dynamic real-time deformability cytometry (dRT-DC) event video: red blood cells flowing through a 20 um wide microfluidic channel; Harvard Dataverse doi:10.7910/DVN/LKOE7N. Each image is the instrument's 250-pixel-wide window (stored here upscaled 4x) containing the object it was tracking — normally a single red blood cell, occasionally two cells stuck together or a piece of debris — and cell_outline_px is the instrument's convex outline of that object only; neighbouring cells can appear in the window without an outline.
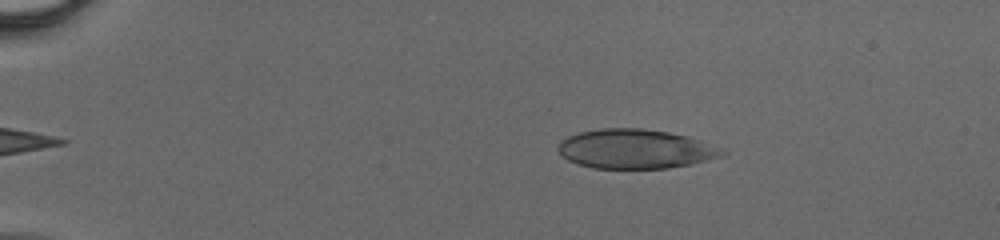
{"species": "human", "species_latin": "Homo sapiens", "temperature_condition": "cold", "stored_images_in_passage": 43, "camera_frame_rate_fps": 3000, "um_per_image_px": 0.085, "donor": {"sex": "male"}, "frame": {"image": 1, "passage_image": 6, "time_ms": 1.667, "image_size_px": [1000, 240], "cell_outline_px": [[728, 152], [724, 156], [688, 164], [668, 168], [592, 168], [568, 160], [556, 148], [560, 140], [568, 136], [580, 132], [600, 128], [644, 128], [668, 132], [688, 136]], "centroid_in_image_um": [53.97, 12.65], "position_along_channel_um": 31.0, "area_um2": 37.34}}
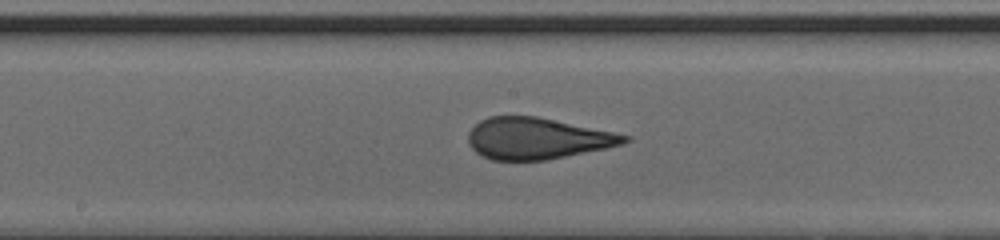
{"frame": {"image": 2, "passage_image": 23, "time_ms": 7.333, "image_size_px": [1000, 240], "cell_outline_px": [[632, 140], [624, 144], [548, 160], [492, 160], [476, 152], [468, 144], [468, 132], [480, 120], [488, 116], [536, 116], [632, 136]], "centroid_in_image_um": [45.66, 11.77], "position_along_channel_um": 202.5, "area_um2": 37.63}}
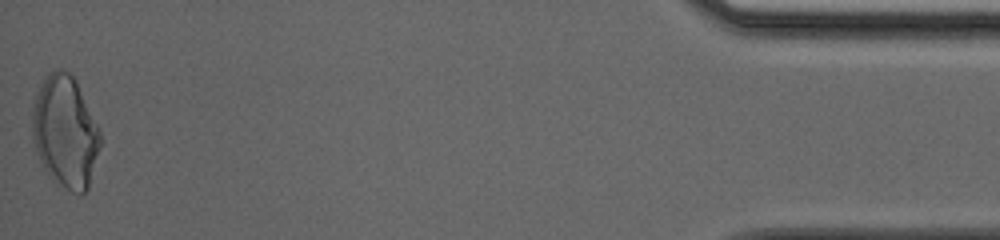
{"frame": {"image": 3, "passage_image": 43, "time_ms": 14.0, "image_size_px": [1000, 240], "cell_outline_px": [[100, 148], [88, 188], [80, 196], [56, 184], [48, 176], [36, 152], [32, 136], [32, 100], [44, 76], [56, 68], [60, 68], [68, 72], [76, 80], [100, 128]], "centroid_in_image_um": [5.53, 11.19], "position_along_channel_um": 429.7, "area_um2": 45.08}}